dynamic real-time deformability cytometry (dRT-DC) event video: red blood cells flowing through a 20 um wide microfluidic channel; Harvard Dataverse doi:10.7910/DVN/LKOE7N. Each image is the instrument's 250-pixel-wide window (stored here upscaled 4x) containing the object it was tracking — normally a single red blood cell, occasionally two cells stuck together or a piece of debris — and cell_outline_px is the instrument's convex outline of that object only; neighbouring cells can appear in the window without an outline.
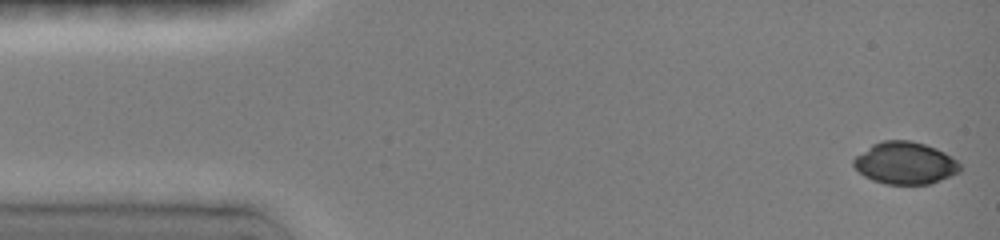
{"species": "common noctule bat (a hibernating species)", "species_latin": "Nyctalus noctula", "temperature_condition": "room temperature", "stored_images_in_passage": 6, "camera_frame_rate_fps": 3000, "um_per_image_px": 0.085, "animal": {"sex": "female", "body_mass_g": 19.0, "forearm_length_mm": 51.5}, "frame": {"image": 1, "passage_image": 1, "time_ms": 0.0, "image_size_px": [1000, 240], "cell_outline_px": [[960, 172], [932, 184], [884, 184], [872, 180], [864, 176], [852, 164], [852, 160], [856, 156], [872, 144], [884, 140], [912, 140], [936, 148], [944, 152], [956, 160], [960, 164]], "centroid_in_image_um": [76.93, 13.86], "position_along_channel_um": 8.1, "area_um2": 26.24}}
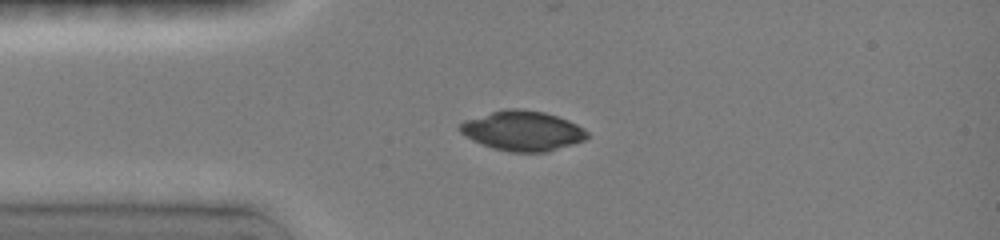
{"frame": {"image": 2, "passage_image": 5, "time_ms": 3.333, "image_size_px": [1000, 240], "cell_outline_px": [[588, 136], [584, 140], [548, 152], [508, 152], [492, 148], [472, 140], [460, 132], [456, 128], [464, 120], [504, 108], [520, 108], [544, 112], [568, 120], [584, 128], [588, 132]], "centroid_in_image_um": [44.39, 11.12], "position_along_channel_um": 40.6, "area_um2": 29.71}}